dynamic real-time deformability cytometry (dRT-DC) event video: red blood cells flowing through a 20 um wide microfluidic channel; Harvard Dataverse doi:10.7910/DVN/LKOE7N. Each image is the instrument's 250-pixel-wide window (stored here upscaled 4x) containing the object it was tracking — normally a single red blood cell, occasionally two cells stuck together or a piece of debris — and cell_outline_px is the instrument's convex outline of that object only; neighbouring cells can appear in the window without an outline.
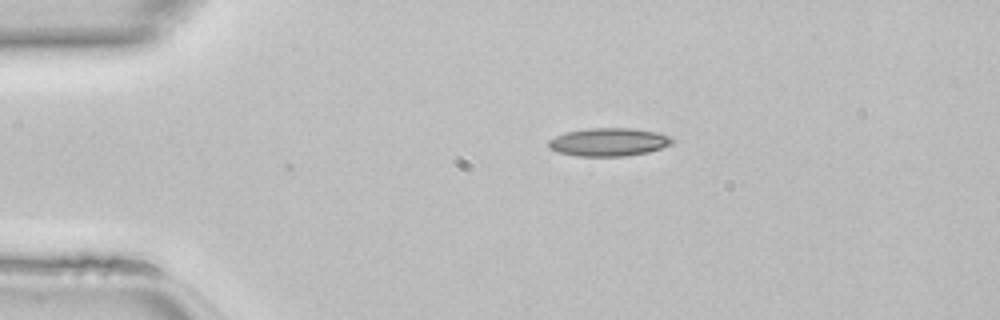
{"species": "common noctule bat (a hibernating species)", "species_latin": "Nyctalus noctula", "temperature_condition": "room temperature", "stored_images_in_passage": 2, "camera_frame_rate_fps": 3000, "um_per_image_px": 0.085, "animal": {"sex": "female", "body_mass_g": 22.7, "forearm_length_mm": 54.2}, "frame": {"image": 1, "passage_image": 1, "time_ms": 0.0, "image_size_px": [1000, 320], "cell_outline_px": [[676, 140], [672, 144], [648, 152], [628, 156], [576, 156], [556, 152], [548, 148], [548, 140], [564, 132], [588, 128], [632, 128], [656, 132], [668, 136]], "centroid_in_image_um": [51.71, 12.08], "position_along_channel_um": 33.3, "area_um2": 20.46}}